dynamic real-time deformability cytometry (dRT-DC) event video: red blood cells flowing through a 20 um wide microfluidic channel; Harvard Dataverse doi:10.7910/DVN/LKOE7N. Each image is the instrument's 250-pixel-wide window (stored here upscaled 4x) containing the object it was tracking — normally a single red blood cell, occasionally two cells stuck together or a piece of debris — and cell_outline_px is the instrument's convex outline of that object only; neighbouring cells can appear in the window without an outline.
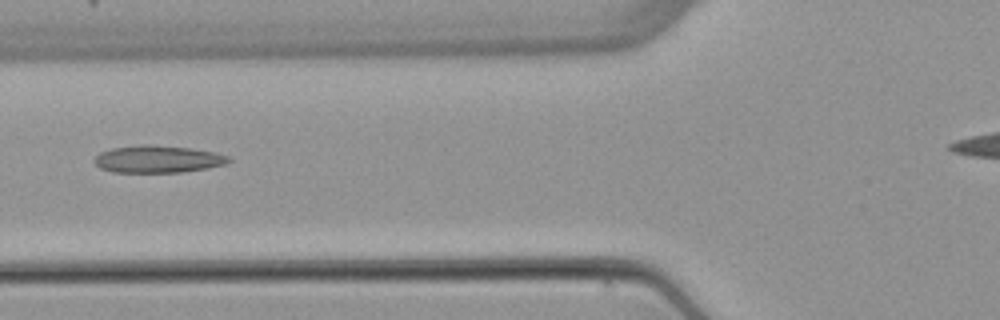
{"species": "common noctule bat (a hibernating species)", "species_latin": "Nyctalus noctula", "temperature_condition": "warm", "stored_images_in_passage": 7, "camera_frame_rate_fps": 3000, "um_per_image_px": 0.085, "animal": {"sex": "female", "body_mass_g": 22.7, "forearm_length_mm": 54.2}, "frame": {"image": 1, "passage_image": 6, "time_ms": 6.0, "image_size_px": [1000, 320], "cell_outline_px": [[232, 160], [228, 164], [180, 172], [112, 172], [100, 168], [92, 160], [100, 152], [112, 148], [144, 144], [148, 144], [188, 148], [216, 152], [228, 156]], "centroid_in_image_um": [13.4, 13.52], "position_along_channel_um": 112.4, "area_um2": 21.27}}
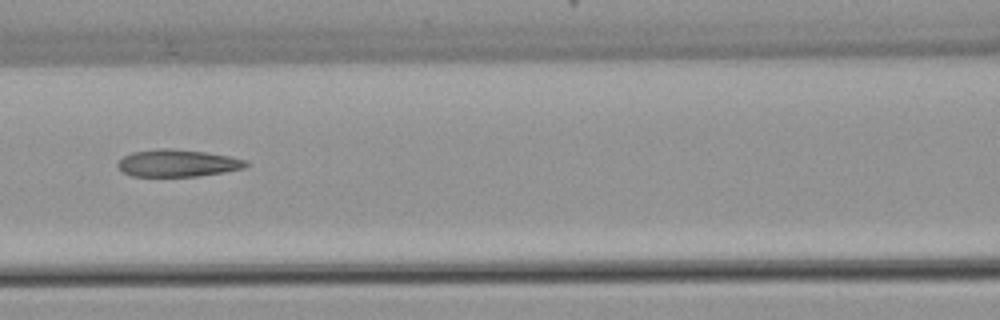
{"frame": {"image": 2, "passage_image": 7, "time_ms": 7.0, "image_size_px": [1000, 320], "cell_outline_px": [[248, 164], [244, 168], [224, 172], [196, 176], [132, 176], [124, 172], [116, 164], [124, 156], [132, 152], [156, 148], [172, 148], [204, 152], [228, 156], [248, 160]], "centroid_in_image_um": [15.09, 13.86], "position_along_channel_um": 151.5, "area_um2": 20.23}}